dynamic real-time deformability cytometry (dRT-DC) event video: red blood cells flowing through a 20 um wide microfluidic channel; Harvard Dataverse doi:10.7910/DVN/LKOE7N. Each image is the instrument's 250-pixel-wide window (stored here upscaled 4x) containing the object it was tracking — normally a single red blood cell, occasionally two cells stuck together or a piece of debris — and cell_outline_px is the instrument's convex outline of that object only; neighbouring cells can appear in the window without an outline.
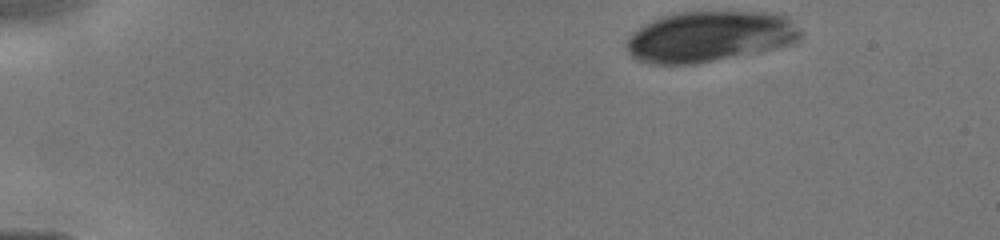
{"species": "human", "species_latin": "Homo sapiens", "temperature_condition": "cold", "stored_images_in_passage": 37, "segment_of_instrument_passage": [1, 2], "camera_frame_rate_fps": 3000, "um_per_image_px": 0.085, "donor": {"sex": "male"}, "frame": {"image": 1, "passage_image": 1, "time_ms": 0.0, "image_size_px": [1000, 240], "cell_outline_px": [[804, 32], [800, 40], [796, 44], [696, 64], [652, 64], [636, 60], [628, 52], [624, 44], [624, 40], [644, 24], [660, 16], [676, 12], [772, 12], [788, 16]], "centroid_in_image_um": [60.35, 3.1], "position_along_channel_um": 24.6, "area_um2": 52.14}}
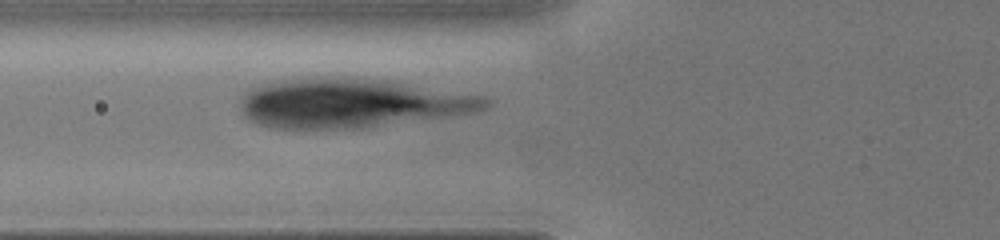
{"frame": {"image": 2, "passage_image": 8, "time_ms": 4.0, "image_size_px": [1000, 240], "cell_outline_px": [[492, 100], [484, 108], [476, 112], [360, 128], [272, 128], [260, 124], [244, 116], [240, 108], [240, 96], [248, 88], [264, 84], [284, 80], [384, 80], [484, 96]], "centroid_in_image_um": [29.85, 8.8], "position_along_channel_um": 96.0, "area_um2": 68.2}}